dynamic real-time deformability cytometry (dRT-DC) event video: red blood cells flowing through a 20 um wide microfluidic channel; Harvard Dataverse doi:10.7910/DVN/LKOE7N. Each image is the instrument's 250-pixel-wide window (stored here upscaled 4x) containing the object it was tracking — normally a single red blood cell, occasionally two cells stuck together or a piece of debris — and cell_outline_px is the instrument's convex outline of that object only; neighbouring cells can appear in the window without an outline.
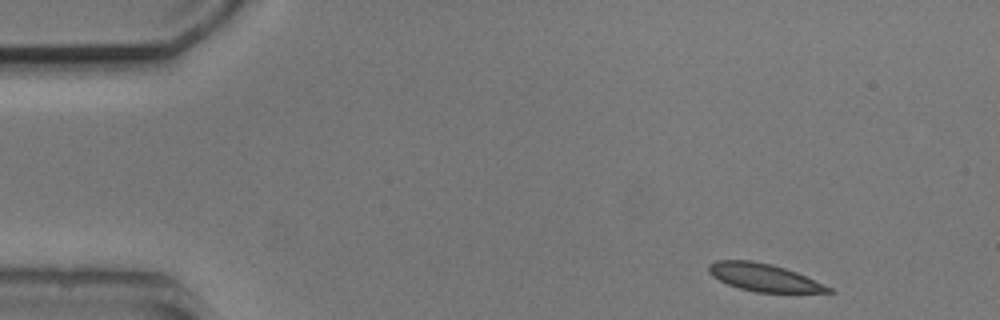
{"species": "common noctule bat (a hibernating species)", "species_latin": "Nyctalus noctula", "temperature_condition": "cold", "stored_images_in_passage": 6, "camera_frame_rate_fps": 3000, "um_per_image_px": 0.085, "animal": {"sex": "male", "body_mass_g": 20.5, "forearm_length_mm": 52.5}, "frame": {"image": 1, "passage_image": 1, "time_ms": 0.0, "image_size_px": [1000, 320], "cell_outline_px": [[836, 292], [756, 292], [740, 288], [728, 284], [712, 276], [708, 272], [708, 264], [716, 260], [752, 260], [772, 264], [796, 272], [832, 288]], "centroid_in_image_um": [64.89, 23.57], "position_along_channel_um": 20.1, "area_um2": 19.07}}
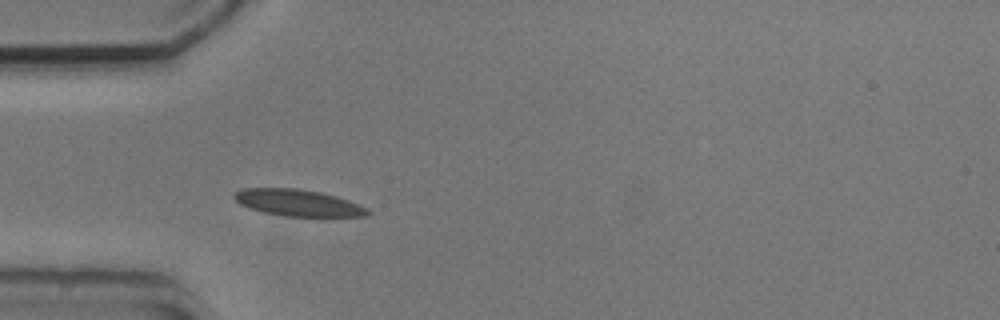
{"frame": {"image": 2, "passage_image": 4, "time_ms": 3.333, "image_size_px": [1000, 320], "cell_outline_px": [[372, 212], [368, 216], [284, 216], [264, 212], [240, 204], [232, 196], [232, 192], [244, 188], [300, 188], [320, 192], [336, 196], [348, 200], [368, 208]], "centroid_in_image_um": [25.33, 17.22], "position_along_channel_um": 59.7, "area_um2": 20.69}}